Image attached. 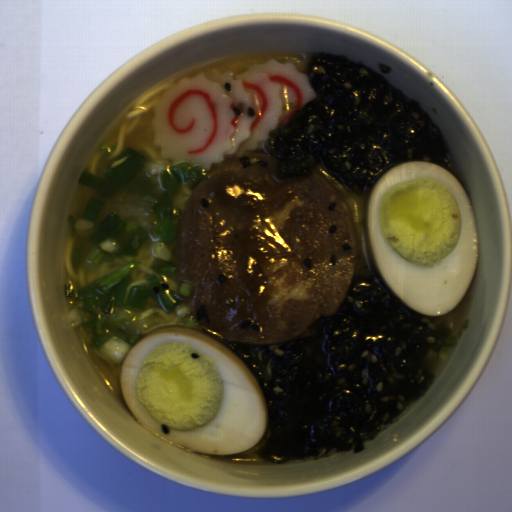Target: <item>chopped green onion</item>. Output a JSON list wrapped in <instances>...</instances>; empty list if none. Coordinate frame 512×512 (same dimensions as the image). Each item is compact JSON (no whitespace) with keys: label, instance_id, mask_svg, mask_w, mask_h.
<instances>
[{"label":"chopped green onion","instance_id":"1","mask_svg":"<svg viewBox=\"0 0 512 512\" xmlns=\"http://www.w3.org/2000/svg\"><path fill=\"white\" fill-rule=\"evenodd\" d=\"M102 174L106 179L86 169L78 183L98 189L99 197L111 199L128 184L134 189L121 194L114 210L98 225L95 219L104 200L90 198L83 216L77 220L68 215L72 236L86 237L87 243H94L84 259L83 245L75 246L74 267L91 271L103 260L109 264L119 255L139 257V250L152 233L159 239L153 246L156 263L147 276V285L132 286L127 299L126 290L133 281L131 273L142 263L137 259L86 286L76 288L64 283V292L65 297L75 301L68 316L71 328L87 327L91 334L89 346L96 348L107 364L122 366L134 344L152 331L188 326L207 332L186 302L193 289L178 280L177 262L169 244L178 237V223L184 213L175 203V196L187 182L210 174L187 161L173 164L163 157L147 161L130 147L114 158Z\"/></svg>","mask_w":512,"mask_h":512},{"label":"chopped green onion","instance_id":"2","mask_svg":"<svg viewBox=\"0 0 512 512\" xmlns=\"http://www.w3.org/2000/svg\"><path fill=\"white\" fill-rule=\"evenodd\" d=\"M116 144L113 145V146H110L105 140L100 144L99 146V150L101 152H103L105 155H111L112 153H114L116 151Z\"/></svg>","mask_w":512,"mask_h":512}]
</instances>
